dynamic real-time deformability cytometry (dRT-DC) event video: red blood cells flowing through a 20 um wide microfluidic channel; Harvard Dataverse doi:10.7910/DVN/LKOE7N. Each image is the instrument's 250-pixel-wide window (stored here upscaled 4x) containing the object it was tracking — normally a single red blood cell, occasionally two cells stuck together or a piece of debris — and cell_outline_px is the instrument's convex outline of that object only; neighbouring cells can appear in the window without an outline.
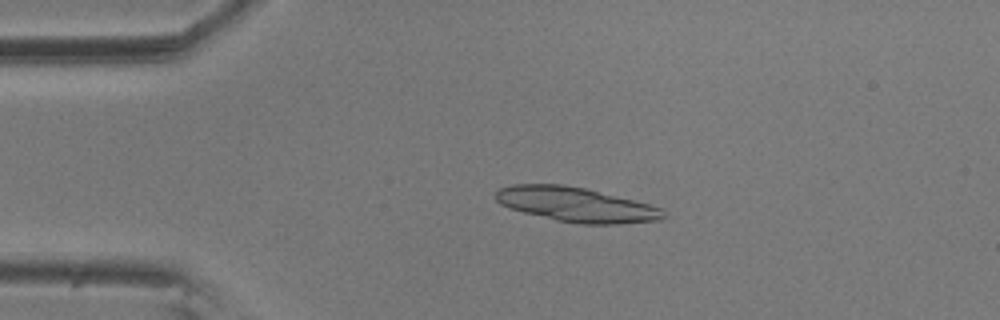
{"species": "common noctule bat (a hibernating species)", "species_latin": "Nyctalus noctula", "temperature_condition": "room temperature", "stored_images_in_passage": 5, "camera_frame_rate_fps": 3000, "um_per_image_px": 0.085, "animal": {"sex": "male", "body_mass_g": 20.5, "forearm_length_mm": 52.5}, "frame": {"image": 1, "passage_image": 4, "time_ms": 1.0, "image_size_px": [1000, 320], "cell_outline_px": [[668, 216], [660, 220], [620, 224], [580, 224], [556, 220], [524, 212], [500, 204], [496, 200], [496, 192], [500, 188], [512, 184], [560, 184], [584, 188], [664, 208]], "centroid_in_image_um": [49.01, 17.4], "position_along_channel_um": 36.0, "area_um2": 33.58}}